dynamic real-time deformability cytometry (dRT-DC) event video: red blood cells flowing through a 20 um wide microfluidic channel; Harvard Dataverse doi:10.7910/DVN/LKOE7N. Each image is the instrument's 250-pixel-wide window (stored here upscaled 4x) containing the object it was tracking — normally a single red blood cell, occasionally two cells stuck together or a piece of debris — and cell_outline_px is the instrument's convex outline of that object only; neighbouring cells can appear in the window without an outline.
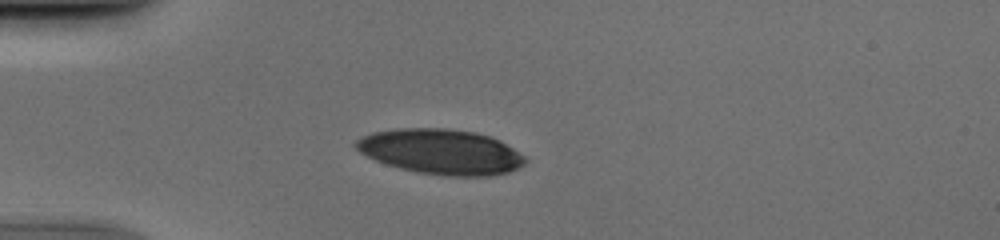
{"species": "human", "species_latin": "Homo sapiens", "temperature_condition": "cold", "stored_images_in_passage": 52, "camera_frame_rate_fps": 3000, "um_per_image_px": 0.085, "donor": {"sex": "male"}, "frame": {"image": 1, "passage_image": 15, "time_ms": 4.667, "image_size_px": [1000, 240], "cell_outline_px": [[528, 160], [520, 168], [508, 172], [488, 176], [444, 176], [416, 172], [400, 168], [376, 160], [360, 152], [352, 144], [356, 140], [372, 132], [396, 128], [444, 128], [476, 132], [500, 140], [524, 156]], "centroid_in_image_um": [37.49, 12.89], "position_along_channel_um": 47.5, "area_um2": 44.56}}
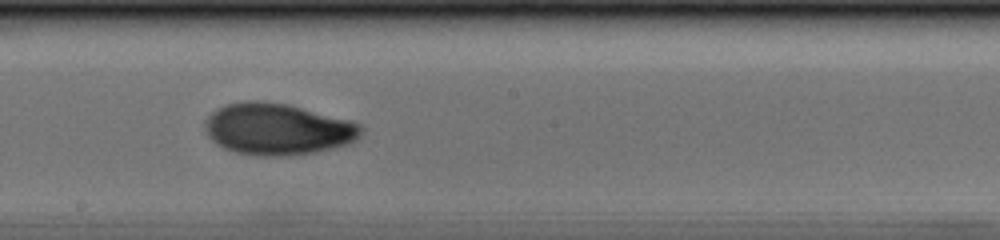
{"frame": {"image": 2, "passage_image": 30, "time_ms": 9.667, "image_size_px": [1000, 240], "cell_outline_px": [[364, 128], [360, 136], [352, 144], [316, 152], [292, 156], [256, 156], [236, 152], [224, 148], [216, 144], [204, 132], [204, 120], [216, 108], [228, 104], [248, 100], [260, 100], [288, 104], [352, 120], [360, 124]], "centroid_in_image_um": [23.61, 10.98], "position_along_channel_um": 224.6, "area_um2": 47.74}}
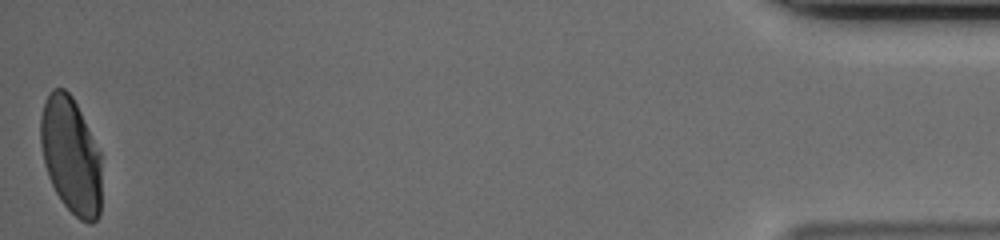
{"frame": {"image": 3, "passage_image": 52, "time_ms": 17.0, "image_size_px": [1000, 240], "cell_outline_px": [[100, 216], [92, 224], [88, 224], [80, 220], [64, 204], [56, 192], [48, 176], [44, 164], [40, 144], [40, 116], [44, 104], [52, 88], [64, 88], [72, 96], [100, 152]], "centroid_in_image_um": [6.01, 13.23], "position_along_channel_um": 429.2, "area_um2": 41.21}}